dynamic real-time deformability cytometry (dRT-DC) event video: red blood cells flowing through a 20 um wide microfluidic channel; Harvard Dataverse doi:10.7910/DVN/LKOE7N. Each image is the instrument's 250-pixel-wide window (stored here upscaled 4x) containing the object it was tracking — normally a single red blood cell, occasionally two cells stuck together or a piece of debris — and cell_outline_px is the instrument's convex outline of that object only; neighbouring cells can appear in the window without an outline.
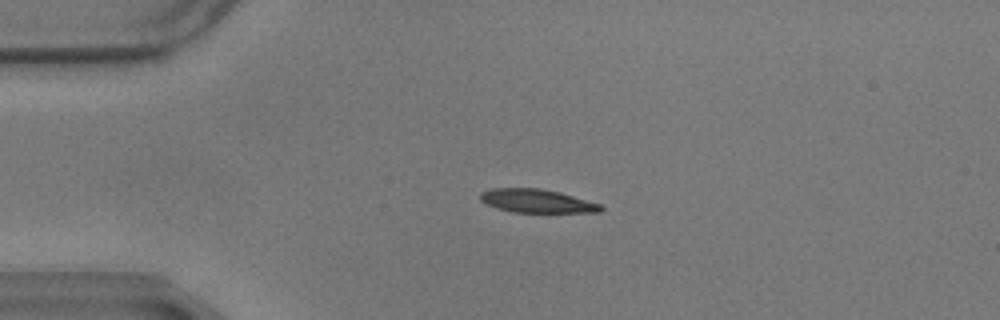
{"species": "common noctule bat (a hibernating species)", "species_latin": "Nyctalus noctula", "temperature_condition": "warm", "stored_images_in_passage": 46, "camera_frame_rate_fps": 3000, "um_per_image_px": 0.085, "animal": {"sex": "male", "body_mass_g": 17.9}, "frame": {"image": 1, "passage_image": 1, "time_ms": 0.0, "image_size_px": [1000, 320], "cell_outline_px": [[604, 208], [600, 212], [512, 212], [496, 208], [484, 204], [480, 200], [480, 192], [492, 188], [540, 188], [560, 192], [600, 204]], "centroid_in_image_um": [45.58, 17.08], "position_along_channel_um": 39.4, "area_um2": 16.53}}
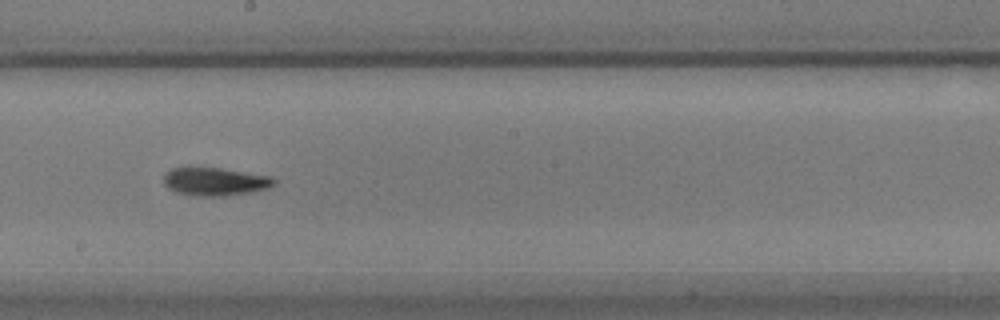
{"frame": {"image": 2, "passage_image": 20, "time_ms": 6.333, "image_size_px": [1000, 320], "cell_outline_px": [[276, 184], [268, 188], [252, 192], [224, 196], [200, 196], [176, 192], [168, 188], [164, 184], [164, 172], [172, 168], [220, 168], [272, 176], [276, 180]], "centroid_in_image_um": [18.3, 15.43], "position_along_channel_um": 229.9, "area_um2": 18.09}}
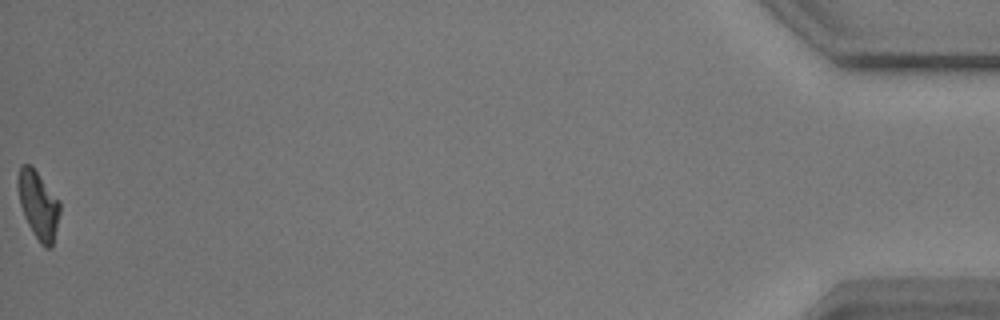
{"frame": {"image": 3, "passage_image": 46, "time_ms": 15.0, "image_size_px": [1000, 320], "cell_outline_px": [[60, 212], [52, 248], [44, 248], [40, 244], [32, 232], [24, 216], [20, 204], [16, 184], [16, 180], [20, 164], [32, 164], [60, 200]], "centroid_in_image_um": [3.25, 17.38], "position_along_channel_um": 432.0, "area_um2": 17.11}, "authors_computed_cell_mechanics": {"area_um2": 17.2822, "velocity_mm_per_s": 3.4632, "shape_relaxation_time_tau1_ms": 4.6582, "shape_relaxation_time_tau2_ms": 6.4336, "deformation_change_tau1": 0.1845, "deformation_change_tau2": 0.1438}}